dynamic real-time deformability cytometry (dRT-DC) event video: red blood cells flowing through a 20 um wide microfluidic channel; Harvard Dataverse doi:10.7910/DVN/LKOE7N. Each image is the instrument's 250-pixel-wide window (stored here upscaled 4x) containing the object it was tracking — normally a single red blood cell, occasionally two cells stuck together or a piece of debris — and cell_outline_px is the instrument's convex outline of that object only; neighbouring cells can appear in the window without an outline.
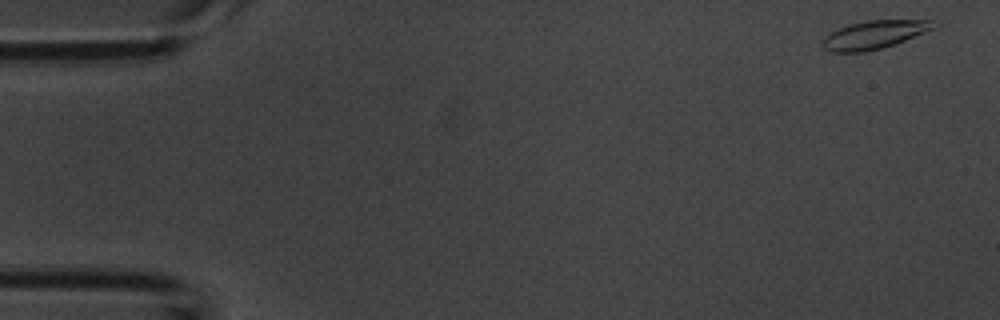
{"species": "common noctule bat (a hibernating species)", "species_latin": "Nyctalus noctula", "temperature_condition": "room temperature", "stored_images_in_passage": 8, "camera_frame_rate_fps": 3000, "um_per_image_px": 0.085, "animal": {"sex": "male", "body_mass_g": 20.1, "forearm_length_mm": 53.5}, "frame": {"image": 1, "passage_image": 1, "time_ms": 0.0, "image_size_px": [1000, 320], "cell_outline_px": [[940, 24], [936, 28], [904, 40], [880, 48], [864, 52], [832, 52], [824, 48], [820, 44], [820, 40], [824, 36], [848, 24], [868, 20], [940, 20]], "centroid_in_image_um": [74.33, 2.93], "position_along_channel_um": 10.7, "area_um2": 18.38}}